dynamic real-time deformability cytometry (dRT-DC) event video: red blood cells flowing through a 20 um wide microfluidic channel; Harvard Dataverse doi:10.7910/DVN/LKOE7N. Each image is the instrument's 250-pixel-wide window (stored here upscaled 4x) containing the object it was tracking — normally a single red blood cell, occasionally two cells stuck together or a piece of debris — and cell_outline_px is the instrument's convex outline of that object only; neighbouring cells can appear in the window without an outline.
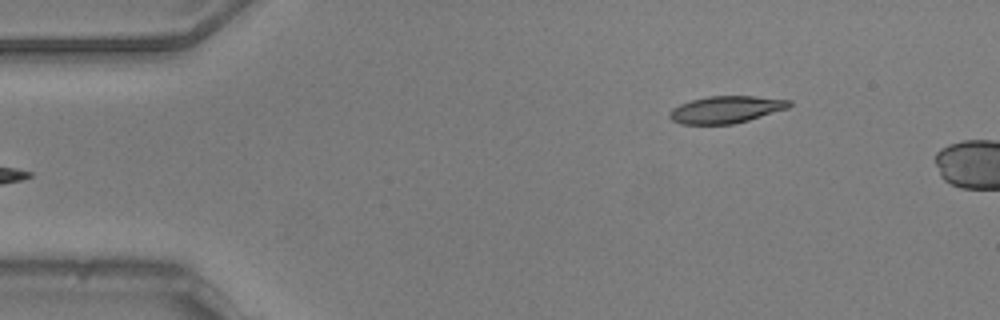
{"species": "common noctule bat (a hibernating species)", "species_latin": "Nyctalus noctula", "temperature_condition": "warm", "stored_images_in_passage": 6, "camera_frame_rate_fps": 3000, "um_per_image_px": 0.085, "animal": {"sex": "male", "body_mass_g": 20.5, "forearm_length_mm": 52.5}, "frame": {"image": 1, "passage_image": 1, "time_ms": 0.0, "image_size_px": [1000, 320], "cell_outline_px": [[792, 104], [788, 108], [748, 120], [732, 124], [680, 124], [672, 120], [668, 116], [668, 112], [672, 108], [680, 104], [692, 100], [708, 96], [752, 96], [792, 100]], "centroid_in_image_um": [61.69, 9.31], "position_along_channel_um": 23.3, "area_um2": 18.84}}